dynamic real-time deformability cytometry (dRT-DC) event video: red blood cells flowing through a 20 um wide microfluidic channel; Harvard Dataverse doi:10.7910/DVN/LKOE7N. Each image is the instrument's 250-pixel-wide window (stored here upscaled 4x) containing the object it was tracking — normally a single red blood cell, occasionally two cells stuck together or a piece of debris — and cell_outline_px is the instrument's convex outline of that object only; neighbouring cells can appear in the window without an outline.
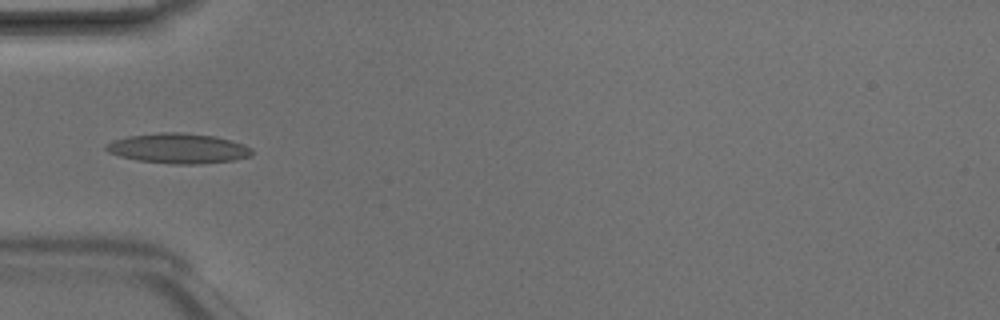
{"species": "Egyptian fruit bat (a non-hibernating species)", "species_latin": "Rousettus aegyptiacus", "temperature_condition": "room temperature", "stored_images_in_passage": 4, "camera_frame_rate_fps": 3000, "um_per_image_px": 0.085, "animal": {"sex": "male"}, "frame": {"image": 1, "passage_image": 4, "time_ms": 1.0, "image_size_px": [1000, 320], "cell_outline_px": [[252, 156], [232, 160], [200, 164], [172, 164], [136, 160], [120, 156], [108, 152], [104, 148], [104, 144], [112, 140], [128, 136], [160, 132], [184, 132], [212, 136], [244, 144], [252, 148]], "centroid_in_image_um": [15.11, 12.61], "position_along_channel_um": 69.9, "area_um2": 25.61}}